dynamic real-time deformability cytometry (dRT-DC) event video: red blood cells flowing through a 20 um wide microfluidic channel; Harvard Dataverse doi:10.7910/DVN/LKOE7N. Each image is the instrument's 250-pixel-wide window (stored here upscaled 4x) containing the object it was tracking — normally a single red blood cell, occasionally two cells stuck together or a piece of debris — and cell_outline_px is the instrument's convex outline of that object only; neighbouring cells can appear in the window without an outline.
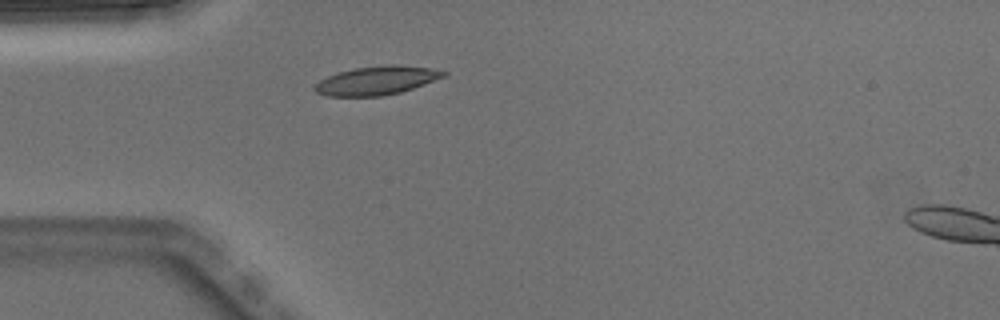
{"species": "Egyptian fruit bat (a non-hibernating species)", "species_latin": "Rousettus aegyptiacus", "temperature_condition": "warm", "stored_images_in_passage": 4, "camera_frame_rate_fps": 3000, "um_per_image_px": 0.085, "animal": {"sex": "male"}, "frame": {"image": 1, "passage_image": 2, "time_ms": 0.333, "image_size_px": [1000, 320], "cell_outline_px": [[448, 72], [444, 76], [412, 88], [400, 92], [380, 96], [328, 96], [316, 92], [312, 88], [320, 80], [328, 76], [352, 68], [388, 64], [392, 64], [432, 68]], "centroid_in_image_um": [31.98, 6.83], "position_along_channel_um": 53.0, "area_um2": 21.27}}